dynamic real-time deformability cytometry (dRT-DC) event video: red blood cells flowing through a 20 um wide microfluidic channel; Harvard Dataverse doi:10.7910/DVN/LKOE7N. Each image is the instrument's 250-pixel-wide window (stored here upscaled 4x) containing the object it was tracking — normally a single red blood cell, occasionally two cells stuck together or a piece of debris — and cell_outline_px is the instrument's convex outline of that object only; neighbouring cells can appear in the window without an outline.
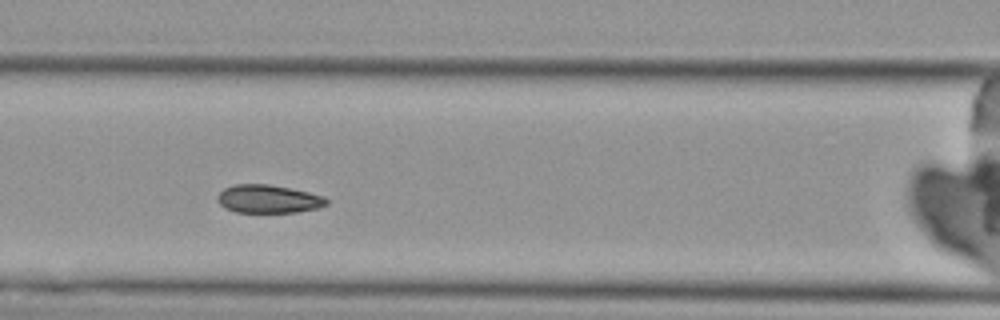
{"species": "Egyptian fruit bat (a non-hibernating species)", "species_latin": "Rousettus aegyptiacus", "temperature_condition": "cold", "stored_images_in_passage": 5, "camera_frame_rate_fps": 3000, "um_per_image_px": 0.085, "animal": {"sex": "female"}, "frame": {"image": 1, "passage_image": 4, "time_ms": 7.0, "image_size_px": [1000, 320], "cell_outline_px": [[328, 204], [320, 208], [296, 212], [236, 212], [224, 208], [216, 200], [216, 196], [224, 188], [236, 184], [268, 184], [308, 192], [324, 196], [328, 200]], "centroid_in_image_um": [22.8, 16.92], "position_along_channel_um": 143.8, "area_um2": 17.98}}
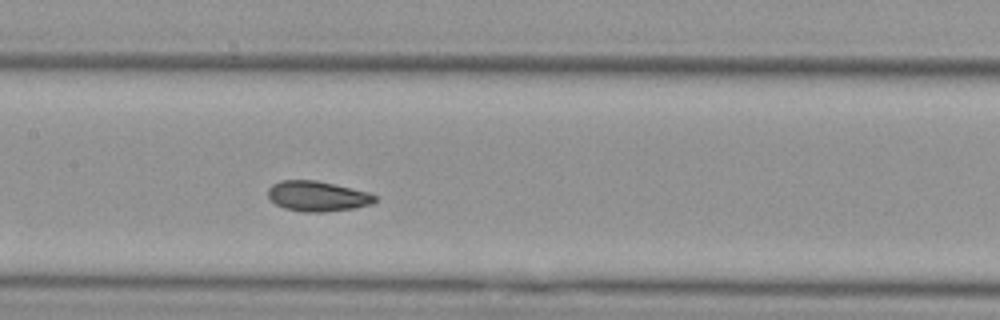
{"frame": {"image": 2, "passage_image": 5, "time_ms": 8.0, "image_size_px": [1000, 320], "cell_outline_px": [[376, 200], [372, 204], [352, 208], [324, 212], [304, 212], [284, 208], [276, 204], [268, 196], [268, 188], [272, 184], [280, 180], [316, 180], [368, 192], [376, 196]], "centroid_in_image_um": [26.96, 16.67], "position_along_channel_um": 180.4, "area_um2": 18.73}}